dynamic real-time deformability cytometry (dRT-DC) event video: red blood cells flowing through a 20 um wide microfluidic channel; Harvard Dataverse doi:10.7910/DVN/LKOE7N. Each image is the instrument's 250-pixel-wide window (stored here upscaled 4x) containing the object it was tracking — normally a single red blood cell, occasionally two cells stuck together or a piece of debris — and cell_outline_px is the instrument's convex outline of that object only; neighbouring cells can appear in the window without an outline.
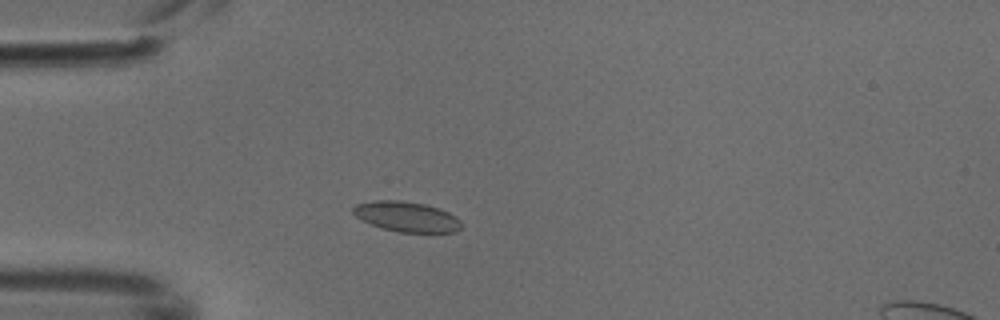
{"species": "common noctule bat (a hibernating species)", "species_latin": "Nyctalus noctula", "temperature_condition": "cold", "stored_images_in_passage": 4, "camera_frame_rate_fps": 3000, "um_per_image_px": 0.085, "animal": {"sex": "male", "body_mass_g": 18.8}, "frame": {"image": 1, "passage_image": 3, "time_ms": 0.667, "image_size_px": [1000, 320], "cell_outline_px": [[464, 224], [456, 232], [400, 232], [380, 228], [356, 216], [352, 212], [352, 208], [356, 204], [376, 200], [400, 200], [424, 204], [448, 212], [456, 216]], "centroid_in_image_um": [34.58, 18.42], "position_along_channel_um": 50.4, "area_um2": 18.96}}